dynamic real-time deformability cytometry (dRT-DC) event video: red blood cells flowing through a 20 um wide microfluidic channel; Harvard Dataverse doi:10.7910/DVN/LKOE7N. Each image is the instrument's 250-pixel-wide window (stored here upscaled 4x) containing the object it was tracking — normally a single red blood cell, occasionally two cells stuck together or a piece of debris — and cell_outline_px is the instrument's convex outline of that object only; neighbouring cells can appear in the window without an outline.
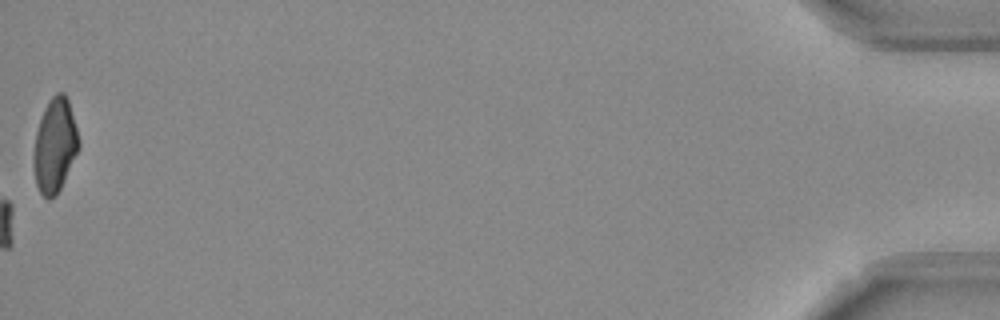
{"species": "Egyptian fruit bat (a non-hibernating species)", "species_latin": "Rousettus aegyptiacus", "temperature_condition": "room temperature", "stored_images_in_passage": 42, "camera_frame_rate_fps": 3000, "um_per_image_px": 0.085, "frame": {"image": 1, "passage_image": 42, "time_ms": 13.667, "image_size_px": [1000, 320], "cell_outline_px": [[80, 148], [60, 188], [48, 200], [40, 192], [36, 184], [36, 132], [44, 108], [48, 100], [56, 92], [64, 92], [68, 100], [76, 128], [80, 144]], "centroid_in_image_um": [4.7, 12.3], "position_along_channel_um": 430.5, "area_um2": 23.76}, "authors_computed_cell_mechanics": {"area_um2": 18.8428, "velocity_mm_per_s": 3.7154, "shape_relaxation_time_tau1_ms": 2.8127, "shape_relaxation_time_tau2_ms": null, "deformation_change_tau1": 0.1606, "deformation_change_tau2": null}}